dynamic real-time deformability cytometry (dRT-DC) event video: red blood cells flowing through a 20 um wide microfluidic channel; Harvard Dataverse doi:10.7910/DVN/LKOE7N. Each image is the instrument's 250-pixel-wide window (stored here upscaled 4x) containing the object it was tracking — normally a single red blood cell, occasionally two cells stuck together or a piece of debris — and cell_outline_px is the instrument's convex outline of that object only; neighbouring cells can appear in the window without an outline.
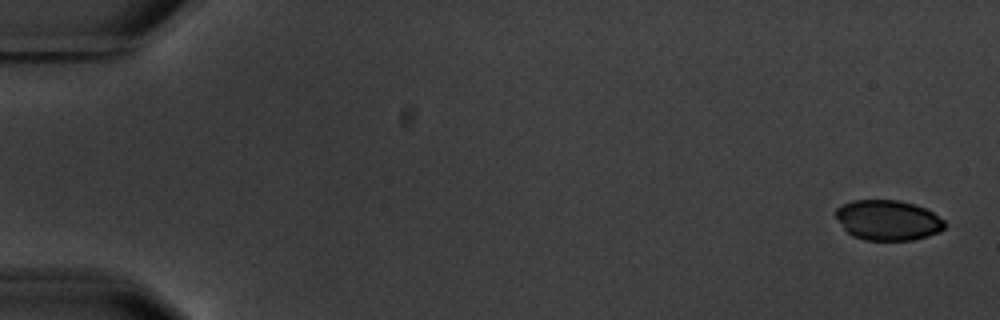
{"species": "common noctule bat (a hibernating species)", "species_latin": "Nyctalus noctula", "temperature_condition": "warm", "stored_images_in_passage": 5, "camera_frame_rate_fps": 3000, "um_per_image_px": 0.085, "animal": {"sex": "male", "body_mass_g": 20.1, "forearm_length_mm": 53.5}, "frame": {"image": 1, "passage_image": 1, "time_ms": 0.0, "image_size_px": [1000, 320], "cell_outline_px": [[948, 224], [940, 232], [928, 236], [912, 240], [864, 240], [852, 236], [844, 228], [836, 216], [836, 208], [852, 200], [896, 200], [916, 204], [932, 212], [944, 220]], "centroid_in_image_um": [75.5, 18.72], "position_along_channel_um": 9.5, "area_um2": 25.55}}
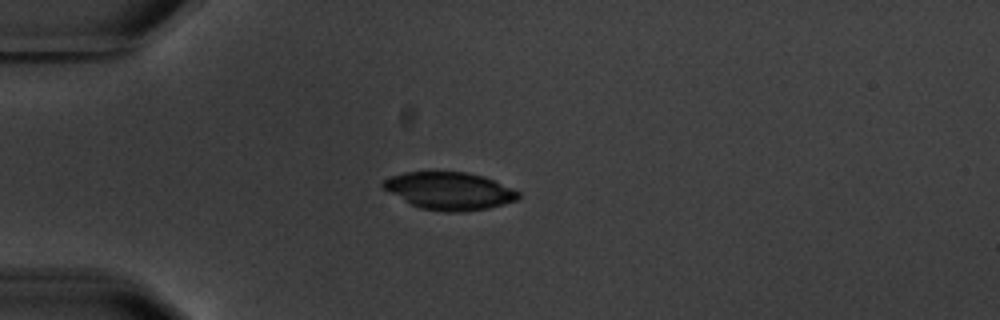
{"frame": {"image": 2, "passage_image": 5, "time_ms": 4.667, "image_size_px": [1000, 320], "cell_outline_px": [[520, 196], [516, 200], [504, 204], [488, 208], [460, 212], [444, 212], [420, 208], [412, 204], [384, 188], [380, 184], [384, 180], [392, 176], [404, 172], [464, 172], [484, 176], [520, 192]], "centroid_in_image_um": [38.22, 16.23], "position_along_channel_um": 46.8, "area_um2": 29.19}}